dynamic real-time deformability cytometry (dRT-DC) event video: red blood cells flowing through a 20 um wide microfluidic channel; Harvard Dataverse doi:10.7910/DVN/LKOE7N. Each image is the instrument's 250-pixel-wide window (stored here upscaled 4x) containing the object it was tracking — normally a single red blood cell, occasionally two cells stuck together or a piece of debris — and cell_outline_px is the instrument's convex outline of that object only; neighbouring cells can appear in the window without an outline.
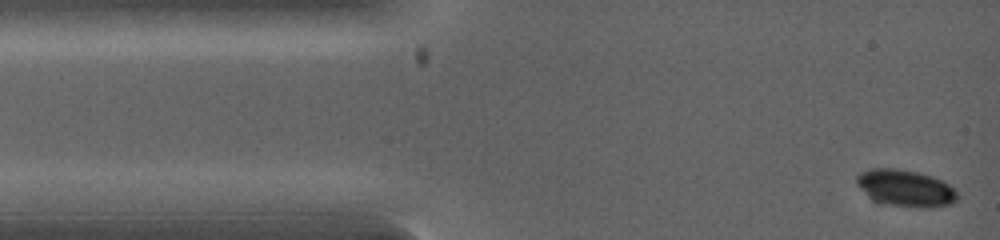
{"species": "common noctule bat (a hibernating species)", "species_latin": "Nyctalus noctula", "temperature_condition": "warm", "stored_images_in_passage": 2, "camera_frame_rate_fps": 5000, "um_per_image_px": 0.085, "animal": {"sex": "female", "body_mass_g": 19.0, "forearm_length_mm": 53.3}, "frame": {"image": 1, "passage_image": 2, "time_ms": 0.6, "image_size_px": [1000, 240], "cell_outline_px": [[960, 196], [952, 204], [932, 208], [920, 208], [876, 204], [856, 184], [856, 176], [860, 172], [872, 168], [896, 168], [916, 172], [932, 176], [948, 184]], "centroid_in_image_um": [76.94, 16.02], "position_along_channel_um": 8.1, "area_um2": 22.02}}